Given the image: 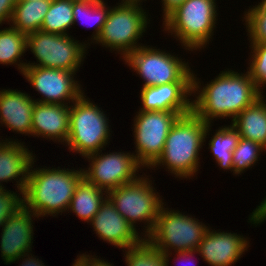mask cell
I'll use <instances>...</instances> for the list:
<instances>
[{"label":"cell","instance_id":"obj_1","mask_svg":"<svg viewBox=\"0 0 266 266\" xmlns=\"http://www.w3.org/2000/svg\"><path fill=\"white\" fill-rule=\"evenodd\" d=\"M203 84L193 71L192 112L206 123L213 124L214 119L225 118L232 122L262 96L248 71L242 73L224 69L211 81Z\"/></svg>","mask_w":266,"mask_h":266},{"label":"cell","instance_id":"obj_2","mask_svg":"<svg viewBox=\"0 0 266 266\" xmlns=\"http://www.w3.org/2000/svg\"><path fill=\"white\" fill-rule=\"evenodd\" d=\"M36 159L32 162L23 191L24 207L34 212L38 219L67 213L76 186L83 178L82 168H41L35 165Z\"/></svg>","mask_w":266,"mask_h":266},{"label":"cell","instance_id":"obj_3","mask_svg":"<svg viewBox=\"0 0 266 266\" xmlns=\"http://www.w3.org/2000/svg\"><path fill=\"white\" fill-rule=\"evenodd\" d=\"M206 126L207 123L193 112L180 116L168 133L162 155L149 169L155 171L165 166L175 178L187 181L195 177L201 166L199 153L206 145Z\"/></svg>","mask_w":266,"mask_h":266},{"label":"cell","instance_id":"obj_4","mask_svg":"<svg viewBox=\"0 0 266 266\" xmlns=\"http://www.w3.org/2000/svg\"><path fill=\"white\" fill-rule=\"evenodd\" d=\"M216 1L187 0L162 22L164 33L179 41L187 52L204 50L213 41L216 30L219 11Z\"/></svg>","mask_w":266,"mask_h":266},{"label":"cell","instance_id":"obj_5","mask_svg":"<svg viewBox=\"0 0 266 266\" xmlns=\"http://www.w3.org/2000/svg\"><path fill=\"white\" fill-rule=\"evenodd\" d=\"M105 112L85 93L70 105V129L64 145L69 152L84 158L100 150L105 151L113 133Z\"/></svg>","mask_w":266,"mask_h":266},{"label":"cell","instance_id":"obj_6","mask_svg":"<svg viewBox=\"0 0 266 266\" xmlns=\"http://www.w3.org/2000/svg\"><path fill=\"white\" fill-rule=\"evenodd\" d=\"M137 3H116L110 6L99 37L93 43L118 53L123 60L129 53L145 44L138 42L150 27L149 12ZM113 50V51H112Z\"/></svg>","mask_w":266,"mask_h":266},{"label":"cell","instance_id":"obj_7","mask_svg":"<svg viewBox=\"0 0 266 266\" xmlns=\"http://www.w3.org/2000/svg\"><path fill=\"white\" fill-rule=\"evenodd\" d=\"M150 179L149 175L144 173L137 180L107 192V198L116 210L136 230L140 227L137 225L138 222L143 223L144 230L142 229L141 235L144 238L152 232L158 213L166 203L153 186L155 180Z\"/></svg>","mask_w":266,"mask_h":266},{"label":"cell","instance_id":"obj_8","mask_svg":"<svg viewBox=\"0 0 266 266\" xmlns=\"http://www.w3.org/2000/svg\"><path fill=\"white\" fill-rule=\"evenodd\" d=\"M155 48L156 46L147 44L140 46L123 59L124 64L143 79L142 87L192 82L193 70L189 66L191 63L183 61L175 53Z\"/></svg>","mask_w":266,"mask_h":266},{"label":"cell","instance_id":"obj_9","mask_svg":"<svg viewBox=\"0 0 266 266\" xmlns=\"http://www.w3.org/2000/svg\"><path fill=\"white\" fill-rule=\"evenodd\" d=\"M165 206L162 205L155 226L146 239L163 253L197 250L209 224L207 226L195 216Z\"/></svg>","mask_w":266,"mask_h":266},{"label":"cell","instance_id":"obj_10","mask_svg":"<svg viewBox=\"0 0 266 266\" xmlns=\"http://www.w3.org/2000/svg\"><path fill=\"white\" fill-rule=\"evenodd\" d=\"M79 41L70 34H52L41 30L29 33L27 51L30 50L37 61H28L27 66L78 71L89 48L87 41Z\"/></svg>","mask_w":266,"mask_h":266},{"label":"cell","instance_id":"obj_11","mask_svg":"<svg viewBox=\"0 0 266 266\" xmlns=\"http://www.w3.org/2000/svg\"><path fill=\"white\" fill-rule=\"evenodd\" d=\"M133 117V136L137 161L149 169L162 155L166 138L181 116L177 112L137 111Z\"/></svg>","mask_w":266,"mask_h":266},{"label":"cell","instance_id":"obj_12","mask_svg":"<svg viewBox=\"0 0 266 266\" xmlns=\"http://www.w3.org/2000/svg\"><path fill=\"white\" fill-rule=\"evenodd\" d=\"M84 159L88 160L89 165L82 168L83 177L106 192L137 180L141 176L139 171L145 170L130 151L104 154L100 150Z\"/></svg>","mask_w":266,"mask_h":266},{"label":"cell","instance_id":"obj_13","mask_svg":"<svg viewBox=\"0 0 266 266\" xmlns=\"http://www.w3.org/2000/svg\"><path fill=\"white\" fill-rule=\"evenodd\" d=\"M77 72L26 66L21 75L38 92L37 94L42 95L41 99L33 98L35 102L71 105L84 93L80 81L75 76Z\"/></svg>","mask_w":266,"mask_h":266},{"label":"cell","instance_id":"obj_14","mask_svg":"<svg viewBox=\"0 0 266 266\" xmlns=\"http://www.w3.org/2000/svg\"><path fill=\"white\" fill-rule=\"evenodd\" d=\"M89 223L98 238L120 250L136 246L144 239L108 198Z\"/></svg>","mask_w":266,"mask_h":266},{"label":"cell","instance_id":"obj_15","mask_svg":"<svg viewBox=\"0 0 266 266\" xmlns=\"http://www.w3.org/2000/svg\"><path fill=\"white\" fill-rule=\"evenodd\" d=\"M249 239L242 234L213 230L209 225L197 250L210 266H234L248 251Z\"/></svg>","mask_w":266,"mask_h":266},{"label":"cell","instance_id":"obj_16","mask_svg":"<svg viewBox=\"0 0 266 266\" xmlns=\"http://www.w3.org/2000/svg\"><path fill=\"white\" fill-rule=\"evenodd\" d=\"M35 218L38 219L34 212L22 207L3 224L0 235V256L4 264L8 265L23 254L33 251Z\"/></svg>","mask_w":266,"mask_h":266},{"label":"cell","instance_id":"obj_17","mask_svg":"<svg viewBox=\"0 0 266 266\" xmlns=\"http://www.w3.org/2000/svg\"><path fill=\"white\" fill-rule=\"evenodd\" d=\"M139 94V111L177 112L181 116L192 112V82L141 87Z\"/></svg>","mask_w":266,"mask_h":266},{"label":"cell","instance_id":"obj_18","mask_svg":"<svg viewBox=\"0 0 266 266\" xmlns=\"http://www.w3.org/2000/svg\"><path fill=\"white\" fill-rule=\"evenodd\" d=\"M70 129V105L35 102L32 136L65 145Z\"/></svg>","mask_w":266,"mask_h":266},{"label":"cell","instance_id":"obj_19","mask_svg":"<svg viewBox=\"0 0 266 266\" xmlns=\"http://www.w3.org/2000/svg\"><path fill=\"white\" fill-rule=\"evenodd\" d=\"M35 101L18 89L0 90V126L21 135L32 136V113Z\"/></svg>","mask_w":266,"mask_h":266},{"label":"cell","instance_id":"obj_20","mask_svg":"<svg viewBox=\"0 0 266 266\" xmlns=\"http://www.w3.org/2000/svg\"><path fill=\"white\" fill-rule=\"evenodd\" d=\"M35 155L24 141H0V189L6 188L3 182L16 181L17 190L24 191Z\"/></svg>","mask_w":266,"mask_h":266},{"label":"cell","instance_id":"obj_21","mask_svg":"<svg viewBox=\"0 0 266 266\" xmlns=\"http://www.w3.org/2000/svg\"><path fill=\"white\" fill-rule=\"evenodd\" d=\"M266 96L245 108L232 122L241 138L259 143L266 149Z\"/></svg>","mask_w":266,"mask_h":266},{"label":"cell","instance_id":"obj_22","mask_svg":"<svg viewBox=\"0 0 266 266\" xmlns=\"http://www.w3.org/2000/svg\"><path fill=\"white\" fill-rule=\"evenodd\" d=\"M212 123H207L205 134H204V143H206L207 138H211L208 142V150L212 153L216 164L220 169H223L226 172L229 170L233 172V151L238 145L239 139L241 138L238 131L230 125L219 126L218 130H215V133L212 137H209Z\"/></svg>","mask_w":266,"mask_h":266},{"label":"cell","instance_id":"obj_23","mask_svg":"<svg viewBox=\"0 0 266 266\" xmlns=\"http://www.w3.org/2000/svg\"><path fill=\"white\" fill-rule=\"evenodd\" d=\"M106 199L105 190L98 188L83 177L76 186L67 211L75 213L81 221L89 224Z\"/></svg>","mask_w":266,"mask_h":266},{"label":"cell","instance_id":"obj_24","mask_svg":"<svg viewBox=\"0 0 266 266\" xmlns=\"http://www.w3.org/2000/svg\"><path fill=\"white\" fill-rule=\"evenodd\" d=\"M49 1H17L9 25L24 34L41 30Z\"/></svg>","mask_w":266,"mask_h":266},{"label":"cell","instance_id":"obj_25","mask_svg":"<svg viewBox=\"0 0 266 266\" xmlns=\"http://www.w3.org/2000/svg\"><path fill=\"white\" fill-rule=\"evenodd\" d=\"M27 52V35L9 25L0 29V64L17 65L20 74L27 66V61L22 60Z\"/></svg>","mask_w":266,"mask_h":266},{"label":"cell","instance_id":"obj_26","mask_svg":"<svg viewBox=\"0 0 266 266\" xmlns=\"http://www.w3.org/2000/svg\"><path fill=\"white\" fill-rule=\"evenodd\" d=\"M104 1L105 0L73 2L74 25H77L76 23L78 22L81 23V21L89 27L94 25L93 34L87 40L88 47L97 40L107 19L110 6H108L107 2L105 3Z\"/></svg>","mask_w":266,"mask_h":266},{"label":"cell","instance_id":"obj_27","mask_svg":"<svg viewBox=\"0 0 266 266\" xmlns=\"http://www.w3.org/2000/svg\"><path fill=\"white\" fill-rule=\"evenodd\" d=\"M125 254L124 261L127 266H169L172 254L163 253L146 238L138 245L122 250Z\"/></svg>","mask_w":266,"mask_h":266},{"label":"cell","instance_id":"obj_28","mask_svg":"<svg viewBox=\"0 0 266 266\" xmlns=\"http://www.w3.org/2000/svg\"><path fill=\"white\" fill-rule=\"evenodd\" d=\"M74 26L73 2L71 0H53L41 26V31L69 35Z\"/></svg>","mask_w":266,"mask_h":266},{"label":"cell","instance_id":"obj_29","mask_svg":"<svg viewBox=\"0 0 266 266\" xmlns=\"http://www.w3.org/2000/svg\"><path fill=\"white\" fill-rule=\"evenodd\" d=\"M266 152V149L259 143L246 140L243 138L239 139L238 145L233 151V175L240 176L241 173H245L246 169H251L256 166L260 160L261 154Z\"/></svg>","mask_w":266,"mask_h":266},{"label":"cell","instance_id":"obj_30","mask_svg":"<svg viewBox=\"0 0 266 266\" xmlns=\"http://www.w3.org/2000/svg\"><path fill=\"white\" fill-rule=\"evenodd\" d=\"M243 16L249 43H266V9L258 1L255 6H249Z\"/></svg>","mask_w":266,"mask_h":266},{"label":"cell","instance_id":"obj_31","mask_svg":"<svg viewBox=\"0 0 266 266\" xmlns=\"http://www.w3.org/2000/svg\"><path fill=\"white\" fill-rule=\"evenodd\" d=\"M250 57L246 68L257 91L263 96L266 87V43H250Z\"/></svg>","mask_w":266,"mask_h":266},{"label":"cell","instance_id":"obj_32","mask_svg":"<svg viewBox=\"0 0 266 266\" xmlns=\"http://www.w3.org/2000/svg\"><path fill=\"white\" fill-rule=\"evenodd\" d=\"M15 190L0 189V228L8 218L24 207L23 191Z\"/></svg>","mask_w":266,"mask_h":266},{"label":"cell","instance_id":"obj_33","mask_svg":"<svg viewBox=\"0 0 266 266\" xmlns=\"http://www.w3.org/2000/svg\"><path fill=\"white\" fill-rule=\"evenodd\" d=\"M248 220L247 222L251 223V225L253 224V226L255 225V227L266 221V197L257 205L253 212L250 213Z\"/></svg>","mask_w":266,"mask_h":266},{"label":"cell","instance_id":"obj_34","mask_svg":"<svg viewBox=\"0 0 266 266\" xmlns=\"http://www.w3.org/2000/svg\"><path fill=\"white\" fill-rule=\"evenodd\" d=\"M76 258L81 262L82 266H114L113 263L105 261L103 258L101 259L100 256H92V253H80Z\"/></svg>","mask_w":266,"mask_h":266},{"label":"cell","instance_id":"obj_35","mask_svg":"<svg viewBox=\"0 0 266 266\" xmlns=\"http://www.w3.org/2000/svg\"><path fill=\"white\" fill-rule=\"evenodd\" d=\"M17 0H0V25H9Z\"/></svg>","mask_w":266,"mask_h":266},{"label":"cell","instance_id":"obj_36","mask_svg":"<svg viewBox=\"0 0 266 266\" xmlns=\"http://www.w3.org/2000/svg\"><path fill=\"white\" fill-rule=\"evenodd\" d=\"M187 0H161L162 3V21L164 22L179 6Z\"/></svg>","mask_w":266,"mask_h":266},{"label":"cell","instance_id":"obj_37","mask_svg":"<svg viewBox=\"0 0 266 266\" xmlns=\"http://www.w3.org/2000/svg\"><path fill=\"white\" fill-rule=\"evenodd\" d=\"M33 253H25L22 256L19 257L18 260L12 261L9 264L18 263L19 260L22 261L19 266H46L44 265L43 261H41L39 258L36 259L37 256L34 257L32 255Z\"/></svg>","mask_w":266,"mask_h":266},{"label":"cell","instance_id":"obj_38","mask_svg":"<svg viewBox=\"0 0 266 266\" xmlns=\"http://www.w3.org/2000/svg\"><path fill=\"white\" fill-rule=\"evenodd\" d=\"M176 255L174 256L175 258H173V259H175V260H180V261H184L185 262V260H186V262L185 263H187L186 264V266L189 264V265H191V263H192V266H193V257H195L194 255L195 254H198L199 256H200V253H199V251L198 250H191V251H175L174 252ZM188 265V266H189Z\"/></svg>","mask_w":266,"mask_h":266},{"label":"cell","instance_id":"obj_39","mask_svg":"<svg viewBox=\"0 0 266 266\" xmlns=\"http://www.w3.org/2000/svg\"><path fill=\"white\" fill-rule=\"evenodd\" d=\"M144 1H147V0H119V3H137V4H141L143 5L142 3Z\"/></svg>","mask_w":266,"mask_h":266},{"label":"cell","instance_id":"obj_40","mask_svg":"<svg viewBox=\"0 0 266 266\" xmlns=\"http://www.w3.org/2000/svg\"><path fill=\"white\" fill-rule=\"evenodd\" d=\"M0 130H1V129H0ZM2 137H3V136L0 137V139H1L0 141H18V140H19V139H16V138L12 140V138H9V137H8V139H7V138H5V139L3 138V139H2Z\"/></svg>","mask_w":266,"mask_h":266},{"label":"cell","instance_id":"obj_41","mask_svg":"<svg viewBox=\"0 0 266 266\" xmlns=\"http://www.w3.org/2000/svg\"><path fill=\"white\" fill-rule=\"evenodd\" d=\"M72 266H82L81 262L76 258Z\"/></svg>","mask_w":266,"mask_h":266},{"label":"cell","instance_id":"obj_42","mask_svg":"<svg viewBox=\"0 0 266 266\" xmlns=\"http://www.w3.org/2000/svg\"><path fill=\"white\" fill-rule=\"evenodd\" d=\"M259 3L266 9V0H261Z\"/></svg>","mask_w":266,"mask_h":266},{"label":"cell","instance_id":"obj_43","mask_svg":"<svg viewBox=\"0 0 266 266\" xmlns=\"http://www.w3.org/2000/svg\"><path fill=\"white\" fill-rule=\"evenodd\" d=\"M17 1H31V0H17ZM32 1H37V0H32ZM43 1H49V2H51L53 0H43Z\"/></svg>","mask_w":266,"mask_h":266},{"label":"cell","instance_id":"obj_44","mask_svg":"<svg viewBox=\"0 0 266 266\" xmlns=\"http://www.w3.org/2000/svg\"><path fill=\"white\" fill-rule=\"evenodd\" d=\"M72 2H78V1H94V0H71Z\"/></svg>","mask_w":266,"mask_h":266}]
</instances>
